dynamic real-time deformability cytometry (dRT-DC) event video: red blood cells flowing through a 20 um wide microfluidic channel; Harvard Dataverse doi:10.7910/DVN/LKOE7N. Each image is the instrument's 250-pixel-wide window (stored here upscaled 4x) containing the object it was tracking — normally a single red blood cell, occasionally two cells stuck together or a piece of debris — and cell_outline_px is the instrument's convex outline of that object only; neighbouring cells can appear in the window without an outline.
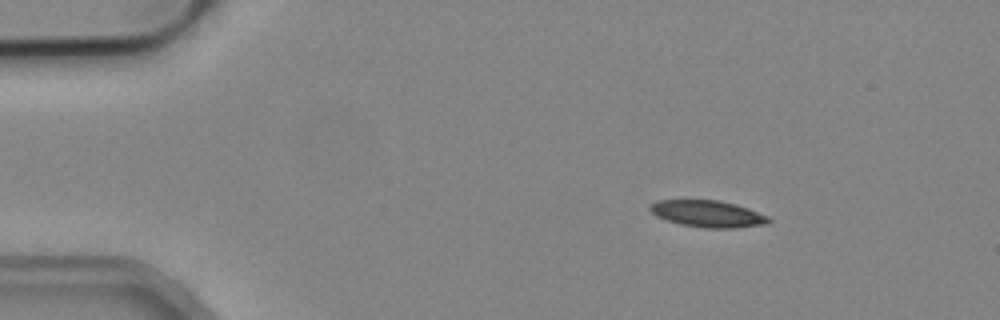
{"species": "common noctule bat (a hibernating species)", "species_latin": "Nyctalus noctula", "temperature_condition": "cold", "stored_images_in_passage": 3, "camera_frame_rate_fps": 3000, "um_per_image_px": 0.085, "animal": {"sex": "male", "body_mass_g": 19.2, "forearm_length_mm": 51.8}, "frame": {"image": 1, "passage_image": 1, "time_ms": 0.0, "image_size_px": [1000, 320], "cell_outline_px": [[772, 220], [768, 224], [736, 228], [704, 228], [680, 224], [656, 216], [648, 208], [656, 200], [720, 200], [736, 204], [748, 208], [768, 216]], "centroid_in_image_um": [60.19, 18.17], "position_along_channel_um": 24.8, "area_um2": 18.55}}